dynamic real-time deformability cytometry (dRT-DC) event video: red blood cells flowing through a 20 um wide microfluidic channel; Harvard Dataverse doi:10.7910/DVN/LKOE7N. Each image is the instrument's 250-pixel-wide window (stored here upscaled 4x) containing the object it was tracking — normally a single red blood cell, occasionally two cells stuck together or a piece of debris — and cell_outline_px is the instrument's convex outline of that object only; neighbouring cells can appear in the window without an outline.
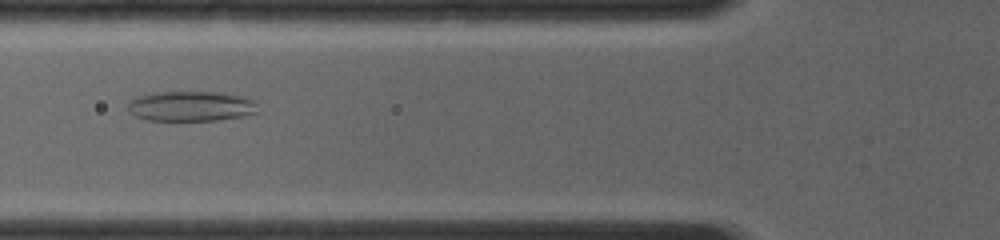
{"species": "common noctule bat (a hibernating species)", "species_latin": "Nyctalus noctula", "temperature_condition": "room temperature", "stored_images_in_passage": 9, "camera_frame_rate_fps": 4000, "um_per_image_px": 0.085, "animal": {"sex": "female", "body_mass_g": 19.0, "forearm_length_mm": 56.7}, "frame": {"image": 1, "passage_image": 6, "time_ms": 4.5, "image_size_px": [1000, 240], "cell_outline_px": [[260, 112], [240, 116], [216, 120], [148, 120], [136, 116], [128, 112], [128, 100], [136, 96], [148, 92], [224, 92], [244, 96], [256, 100]], "centroid_in_image_um": [16.24, 9.0], "position_along_channel_um": 109.6, "area_um2": 23.24}}
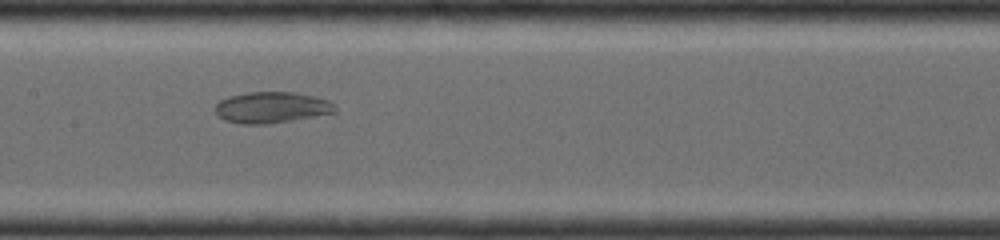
{"frame": {"image": 2, "passage_image": 8, "time_ms": 6.25, "image_size_px": [1000, 240], "cell_outline_px": [[336, 112], [292, 120], [264, 124], [244, 124], [224, 120], [216, 112], [216, 104], [220, 100], [228, 96], [248, 92], [296, 92], [328, 100], [336, 108]], "centroid_in_image_um": [23.07, 9.12], "position_along_channel_um": 184.3, "area_um2": 21.5}}
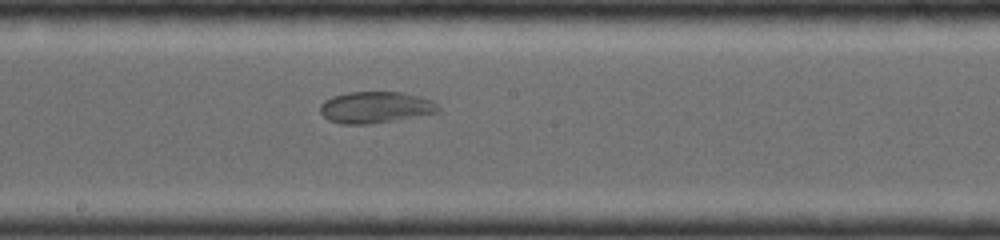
{"frame": {"image": 3, "passage_image": 9, "time_ms": 7.0, "image_size_px": [1000, 240], "cell_outline_px": [[440, 112], [396, 120], [372, 124], [340, 124], [328, 120], [320, 112], [320, 104], [324, 100], [332, 96], [348, 92], [404, 92], [420, 96], [432, 100], [440, 108]], "centroid_in_image_um": [31.91, 9.12], "position_along_channel_um": 216.3, "area_um2": 21.91}}